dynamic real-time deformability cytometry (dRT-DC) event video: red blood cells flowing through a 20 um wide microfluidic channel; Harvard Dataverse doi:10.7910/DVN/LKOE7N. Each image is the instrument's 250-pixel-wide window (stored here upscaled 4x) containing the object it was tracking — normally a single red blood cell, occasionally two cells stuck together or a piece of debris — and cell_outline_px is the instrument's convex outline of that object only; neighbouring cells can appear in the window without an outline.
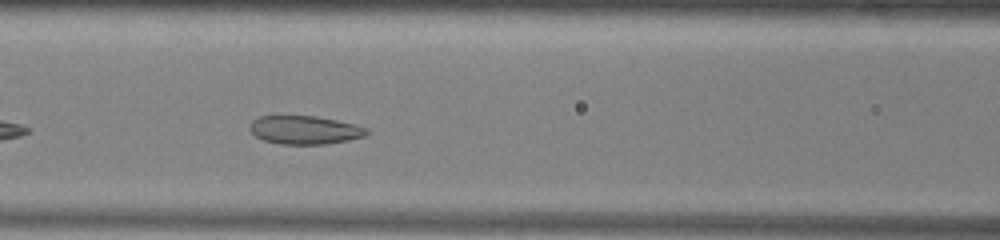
{"species": "common noctule bat (a hibernating species)", "species_latin": "Nyctalus noctula", "temperature_condition": "warm", "stored_images_in_passage": 33, "camera_frame_rate_fps": 3000, "um_per_image_px": 0.085, "animal": {"sex": "male", "body_mass_g": 13.0, "forearm_length_mm": 53.1}, "frame": {"image": 1, "passage_image": 9, "time_ms": 2.667, "image_size_px": [1000, 240], "cell_outline_px": [[372, 132], [364, 136], [348, 140], [324, 144], [280, 144], [264, 140], [256, 136], [248, 128], [252, 120], [260, 116], [316, 116], [356, 124], [368, 128]], "centroid_in_image_um": [25.93, 11.04], "position_along_channel_um": 140.7, "area_um2": 19.42}}
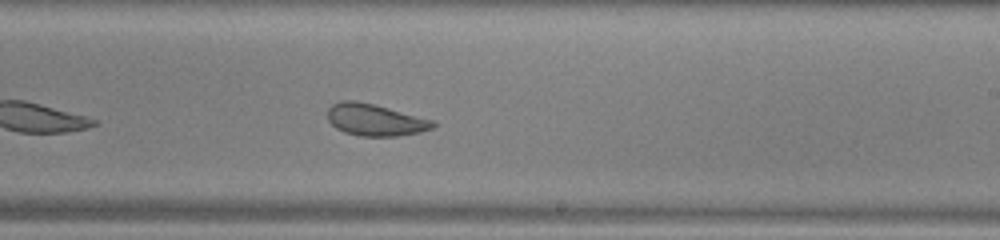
{"frame": {"image": 2, "passage_image": 18, "time_ms": 5.667, "image_size_px": [1000, 240], "cell_outline_px": [[436, 124], [432, 128], [420, 132], [400, 136], [360, 136], [344, 132], [336, 128], [328, 120], [328, 108], [332, 104], [340, 100], [356, 100], [436, 120]], "centroid_in_image_um": [31.89, 10.19], "position_along_channel_um": 257.1, "area_um2": 19.65}}
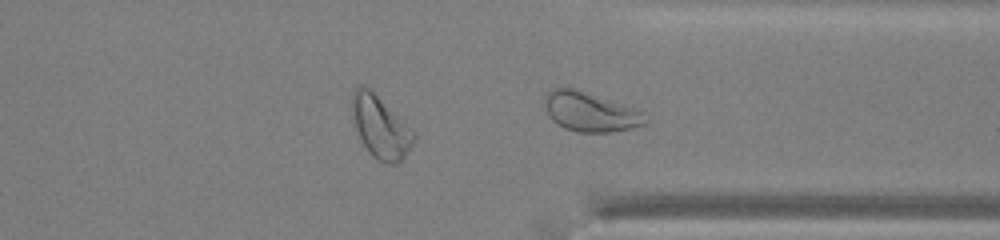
{"frame": {"image": 3, "passage_image": 26, "time_ms": 8.333, "image_size_px": [1000, 240], "cell_outline_px": [[648, 124], [632, 128], [608, 132], [576, 132], [564, 128], [556, 124], [552, 120], [544, 104], [544, 96], [552, 88], [572, 88], [636, 108], [648, 120]], "centroid_in_image_um": [50.16, 9.52], "position_along_channel_um": 361.2, "area_um2": 22.95}, "authors_computed_cell_mechanics": {"area_um2": 20.1144, "velocity_mm_per_s": 3.8889, "shape_relaxation_time_tau1_ms": null, "shape_relaxation_time_tau2_ms": 1.6087, "deformation_change_tau1": null, "deformation_change_tau2": 0.0755}}